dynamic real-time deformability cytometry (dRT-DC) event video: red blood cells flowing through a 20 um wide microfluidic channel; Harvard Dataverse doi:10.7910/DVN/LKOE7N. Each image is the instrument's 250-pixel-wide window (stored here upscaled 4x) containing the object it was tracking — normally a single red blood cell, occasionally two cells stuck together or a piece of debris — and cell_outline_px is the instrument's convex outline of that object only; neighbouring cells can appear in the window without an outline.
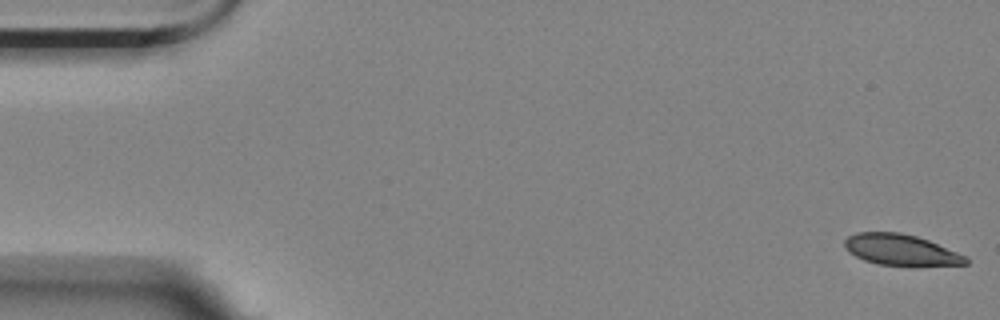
{"species": "Egyptian fruit bat (a non-hibernating species)", "species_latin": "Rousettus aegyptiacus", "temperature_condition": "room temperature", "stored_images_in_passage": 56, "camera_frame_rate_fps": 3000, "um_per_image_px": 0.085, "animal": {"sex": "female"}, "frame": {"image": 1, "passage_image": 1, "time_ms": 0.0, "image_size_px": [1000, 320], "cell_outline_px": [[968, 264], [912, 268], [876, 264], [864, 260], [848, 252], [844, 248], [844, 240], [848, 236], [856, 232], [900, 232], [916, 236], [928, 240], [968, 256]], "centroid_in_image_um": [76.61, 21.28], "position_along_channel_um": 8.4, "area_um2": 22.83}}
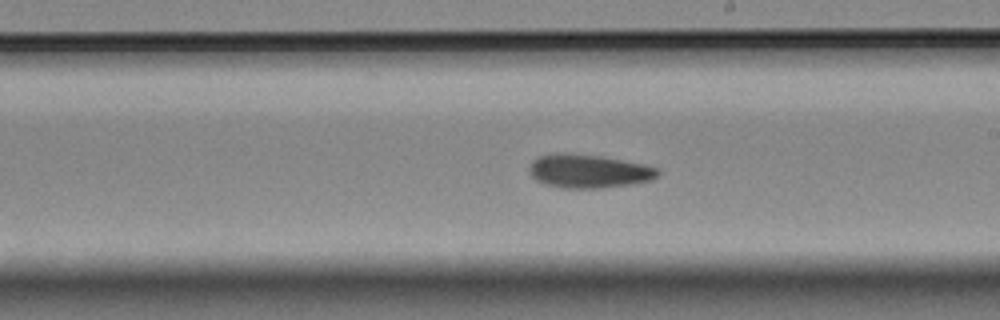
{"frame": {"image": 2, "passage_image": 32, "time_ms": 10.333, "image_size_px": [1000, 320], "cell_outline_px": [[660, 176], [652, 180], [632, 184], [600, 188], [564, 188], [544, 184], [536, 180], [528, 172], [528, 168], [532, 160], [536, 156], [600, 156], [644, 164], [660, 168]], "centroid_in_image_um": [50.11, 14.6], "position_along_channel_um": 238.9, "area_um2": 24.57}}
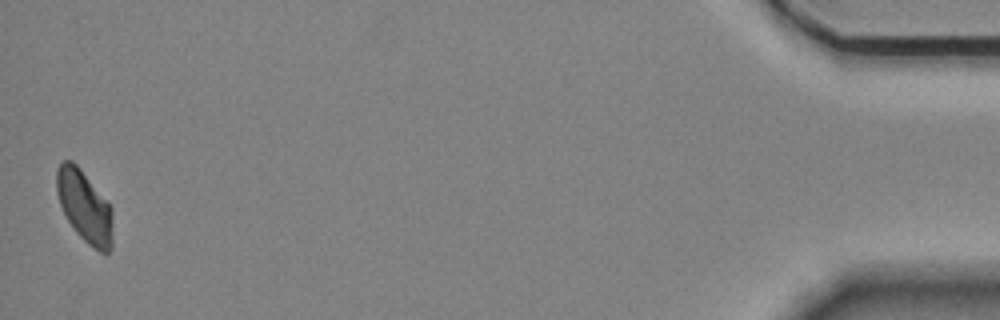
{"frame": {"image": 3, "passage_image": 56, "time_ms": 18.333, "image_size_px": [1000, 320], "cell_outline_px": [[112, 248], [104, 256], [88, 244], [76, 232], [68, 220], [60, 204], [56, 192], [56, 172], [60, 164], [64, 160], [72, 160], [80, 168], [112, 208]], "centroid_in_image_um": [7.19, 17.58], "position_along_channel_um": 428.0, "area_um2": 23.41}, "authors_computed_cell_mechanics": {"area_um2": 24.276, "velocity_mm_per_s": 3.4965, "shape_relaxation_time_tau1_ms": 7.1659, "shape_relaxation_time_tau2_ms": 4.4225, "deformation_change_tau1": 0.1288, "deformation_change_tau2": 0.0822}}